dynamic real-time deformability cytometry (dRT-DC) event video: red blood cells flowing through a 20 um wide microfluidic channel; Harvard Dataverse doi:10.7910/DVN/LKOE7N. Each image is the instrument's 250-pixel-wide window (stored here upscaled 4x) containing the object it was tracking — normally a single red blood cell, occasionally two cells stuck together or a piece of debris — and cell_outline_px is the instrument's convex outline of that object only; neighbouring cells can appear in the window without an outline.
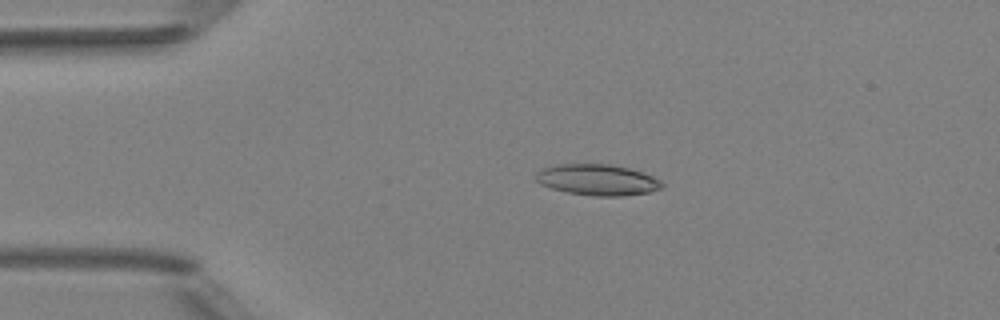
{"species": "Egyptian fruit bat (a non-hibernating species)", "species_latin": "Rousettus aegyptiacus", "temperature_condition": "room temperature", "stored_images_in_passage": 4, "camera_frame_rate_fps": 3000, "um_per_image_px": 0.085, "animal": {"sex": "female"}, "frame": {"image": 1, "passage_image": 3, "time_ms": 3.333, "image_size_px": [1000, 320], "cell_outline_px": [[664, 184], [660, 188], [648, 192], [624, 196], [592, 196], [568, 192], [552, 188], [540, 184], [536, 180], [536, 172], [540, 168], [556, 164], [612, 164], [628, 168], [652, 176], [660, 180]], "centroid_in_image_um": [50.74, 15.28], "position_along_channel_um": 34.3, "area_um2": 22.77}}